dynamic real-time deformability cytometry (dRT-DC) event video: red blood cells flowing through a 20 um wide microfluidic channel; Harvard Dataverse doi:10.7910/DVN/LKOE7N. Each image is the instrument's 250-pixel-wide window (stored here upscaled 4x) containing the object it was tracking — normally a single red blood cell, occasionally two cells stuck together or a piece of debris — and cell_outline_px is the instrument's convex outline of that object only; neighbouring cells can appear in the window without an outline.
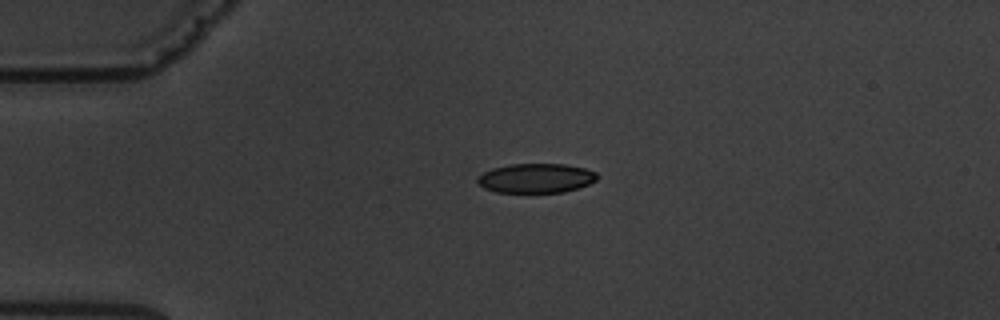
{"species": "common noctule bat (a hibernating species)", "species_latin": "Nyctalus noctula", "temperature_condition": "warm", "stored_images_in_passage": 2, "camera_frame_rate_fps": 3000, "um_per_image_px": 0.085, "animal": {"sex": "male", "body_mass_g": 19.5, "forearm_length_mm": 54.6}, "frame": {"image": 1, "passage_image": 1, "time_ms": 0.0, "image_size_px": [1000, 320], "cell_outline_px": [[596, 180], [588, 184], [564, 192], [496, 192], [484, 188], [476, 180], [484, 172], [492, 168], [512, 164], [564, 164], [584, 168], [596, 172]], "centroid_in_image_um": [45.55, 15.14], "position_along_channel_um": 39.4, "area_um2": 20.23}}